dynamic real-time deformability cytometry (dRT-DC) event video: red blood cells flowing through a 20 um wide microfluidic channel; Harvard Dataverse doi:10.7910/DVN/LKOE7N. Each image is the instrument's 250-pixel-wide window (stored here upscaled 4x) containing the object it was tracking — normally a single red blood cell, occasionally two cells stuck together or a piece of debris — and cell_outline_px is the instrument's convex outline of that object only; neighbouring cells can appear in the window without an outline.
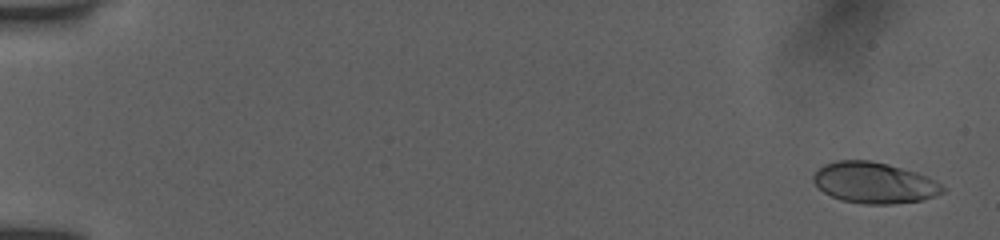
{"species": "human", "species_latin": "Homo sapiens", "temperature_condition": "room temperature", "stored_images_in_passage": 20, "camera_frame_rate_fps": 3000, "um_per_image_px": 0.085, "donor": {"sex": "female"}, "frame": {"image": 1, "passage_image": 3, "time_ms": 0.333, "image_size_px": [1000, 240], "cell_outline_px": [[948, 188], [944, 192], [936, 196], [920, 200], [892, 204], [864, 204], [840, 200], [824, 192], [812, 180], [812, 176], [824, 164], [836, 160], [868, 160], [888, 164], [916, 172], [936, 180]], "centroid_in_image_um": [74.34, 15.54], "position_along_channel_um": 10.7, "area_um2": 30.98}}
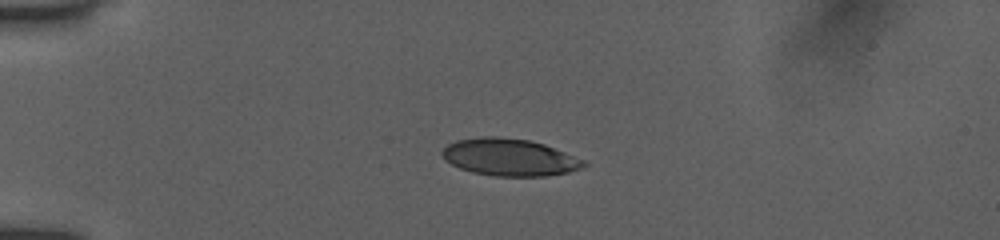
{"frame": {"image": 2, "passage_image": 15, "time_ms": 4.333, "image_size_px": [1000, 240], "cell_outline_px": [[588, 164], [584, 168], [568, 172], [544, 176], [496, 176], [472, 172], [460, 168], [444, 160], [440, 152], [448, 144], [456, 140], [480, 136], [496, 136], [528, 140], [544, 144], [584, 160]], "centroid_in_image_um": [43.29, 13.36], "position_along_channel_um": 41.7, "area_um2": 30.69}}
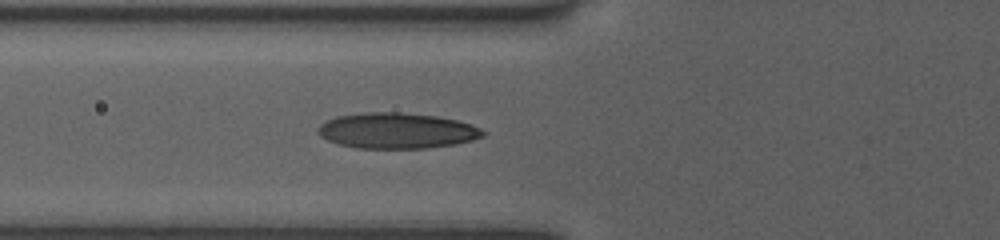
{"frame": {"image": 3, "passage_image": 20, "time_ms": 6.667, "image_size_px": [1000, 240], "cell_outline_px": [[488, 132], [484, 136], [472, 140], [456, 144], [428, 148], [356, 148], [336, 144], [320, 136], [320, 124], [336, 116], [368, 112], [400, 112], [436, 116], [456, 120], [480, 128]], "centroid_in_image_um": [33.75, 11.11], "position_along_channel_um": 92.0, "area_um2": 34.22}}